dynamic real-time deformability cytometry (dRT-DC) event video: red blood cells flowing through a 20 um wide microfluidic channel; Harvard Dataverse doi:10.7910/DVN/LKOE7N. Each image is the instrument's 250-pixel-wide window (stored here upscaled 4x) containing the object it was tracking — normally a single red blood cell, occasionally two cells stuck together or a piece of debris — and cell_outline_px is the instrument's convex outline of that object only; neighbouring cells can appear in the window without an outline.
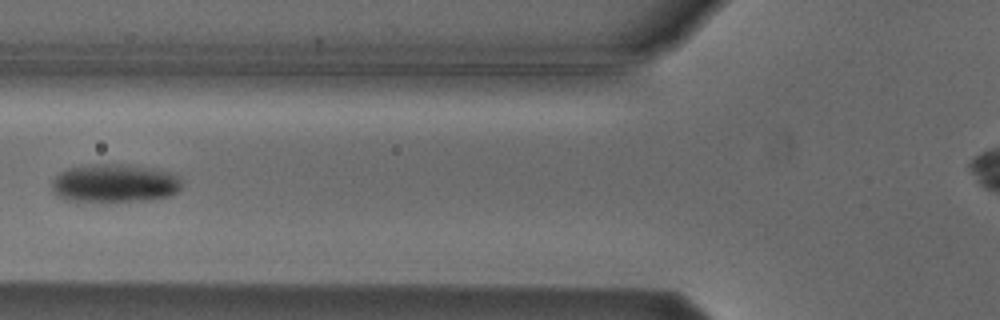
{"species": "Egyptian fruit bat (a non-hibernating species)", "species_latin": "Rousettus aegyptiacus", "temperature_condition": "cold", "stored_images_in_passage": 5, "camera_frame_rate_fps": 3000, "um_per_image_px": 0.085, "animal": {"sex": "male"}, "frame": {"image": 1, "passage_image": 4, "time_ms": 3.667, "image_size_px": [1000, 320], "cell_outline_px": [[180, 188], [176, 192], [168, 196], [152, 200], [68, 200], [52, 192], [52, 180], [60, 172], [68, 168], [92, 164], [128, 164], [152, 168], [168, 172], [176, 176], [180, 180]], "centroid_in_image_um": [9.72, 15.55], "position_along_channel_um": 116.1, "area_um2": 28.55}}
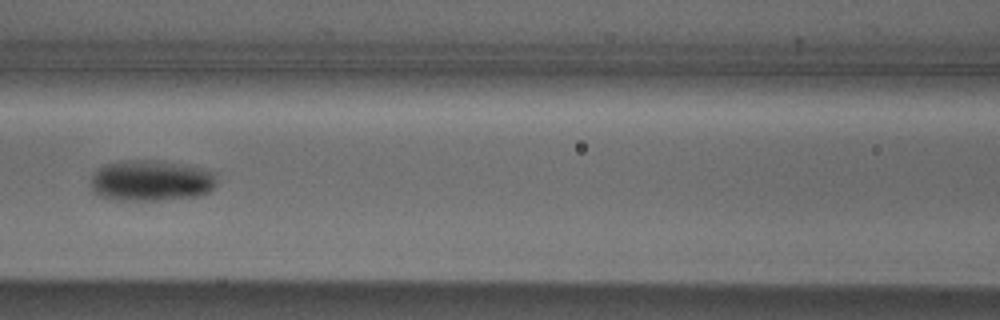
{"frame": {"image": 2, "passage_image": 5, "time_ms": 4.667, "image_size_px": [1000, 320], "cell_outline_px": [[216, 184], [208, 192], [196, 196], [156, 200], [112, 200], [100, 196], [92, 192], [92, 176], [96, 168], [104, 164], [124, 160], [160, 160], [204, 168], [216, 172]], "centroid_in_image_um": [12.82, 15.34], "position_along_channel_um": 153.8, "area_um2": 30.4}}